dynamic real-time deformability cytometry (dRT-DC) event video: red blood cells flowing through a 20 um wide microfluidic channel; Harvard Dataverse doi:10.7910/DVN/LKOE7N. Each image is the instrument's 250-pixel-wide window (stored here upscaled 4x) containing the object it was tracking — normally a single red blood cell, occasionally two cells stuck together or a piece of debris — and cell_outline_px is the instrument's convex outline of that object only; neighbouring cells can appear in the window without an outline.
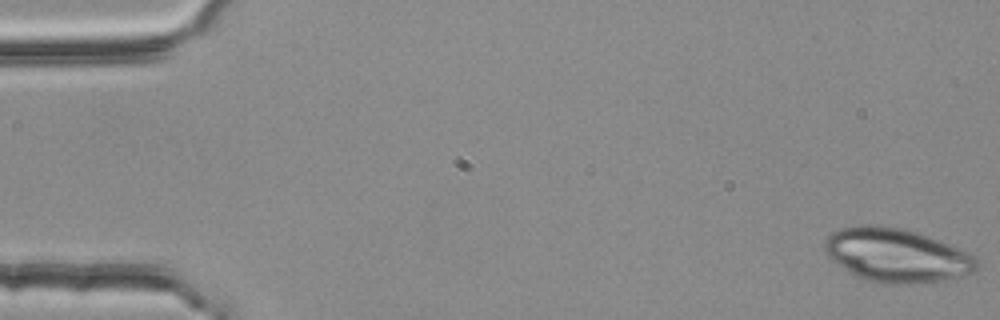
{"species": "common noctule bat (a hibernating species)", "species_latin": "Nyctalus noctula", "temperature_condition": "room temperature", "stored_images_in_passage": 52, "camera_frame_rate_fps": 3000, "um_per_image_px": 0.085, "animal": {"sex": "female", "body_mass_g": 25.1}, "frame": {"image": 1, "passage_image": 1, "time_ms": 0.0, "image_size_px": [1000, 320], "cell_outline_px": [[976, 268], [972, 272], [960, 276], [928, 284], [888, 284], [868, 280], [856, 276], [832, 260], [828, 256], [824, 248], [824, 240], [832, 232], [840, 228], [860, 224], [876, 224], [900, 228], [916, 232], [948, 244], [972, 256], [976, 260]], "centroid_in_image_um": [76.15, 21.7], "position_along_channel_um": 8.9, "area_um2": 47.34}}
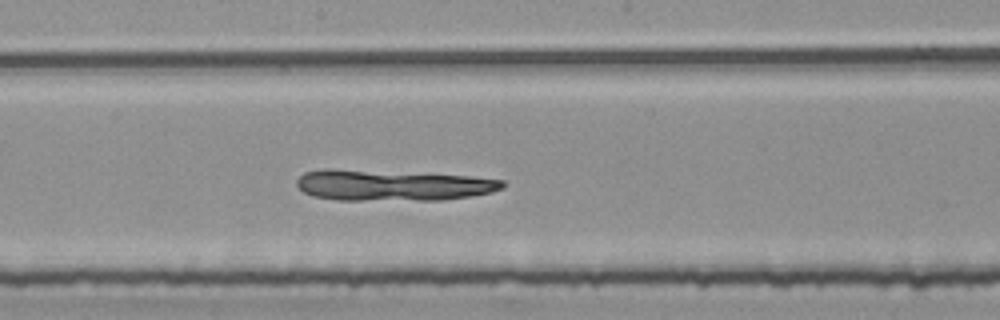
{"frame": {"image": 2, "passage_image": 29, "time_ms": 9.333, "image_size_px": [1000, 320], "cell_outline_px": [[504, 188], [492, 192], [468, 196], [440, 200], [336, 200], [312, 196], [304, 192], [296, 184], [296, 180], [304, 172], [324, 168], [328, 168], [468, 176], [504, 180]], "centroid_in_image_um": [33.3, 15.75], "position_along_channel_um": 214.9, "area_um2": 36.99}}
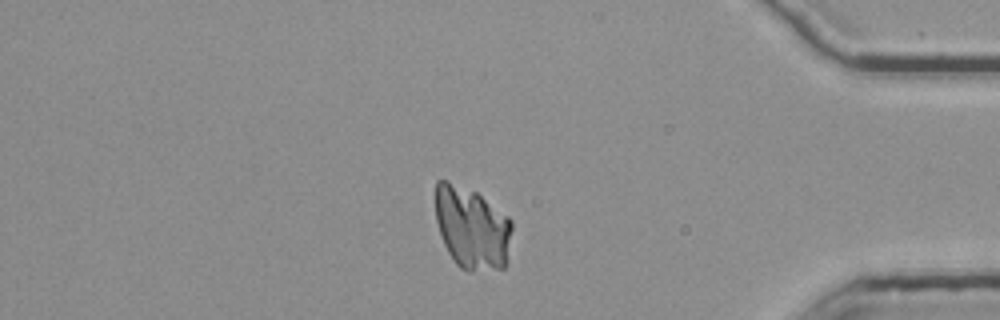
{"frame": {"image": 3, "passage_image": 46, "time_ms": 15.0, "image_size_px": [1000, 320], "cell_outline_px": [[512, 228], [504, 268], [472, 272], [468, 272], [460, 268], [456, 264], [448, 252], [444, 244], [436, 220], [436, 180], [444, 180], [476, 192], [508, 216], [512, 220]], "centroid_in_image_um": [40.11, 19.4], "position_along_channel_um": 395.1, "area_um2": 36.53}}